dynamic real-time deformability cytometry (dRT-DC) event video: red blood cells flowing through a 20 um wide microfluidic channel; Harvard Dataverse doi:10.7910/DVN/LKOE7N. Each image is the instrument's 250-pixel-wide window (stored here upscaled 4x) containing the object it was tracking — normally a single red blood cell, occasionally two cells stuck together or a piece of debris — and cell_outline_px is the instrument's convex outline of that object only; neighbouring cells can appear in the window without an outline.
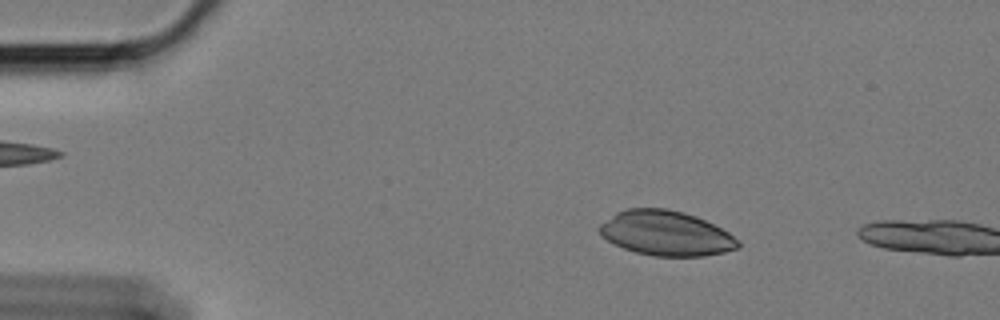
{"species": "Egyptian fruit bat (a non-hibernating species)", "species_latin": "Rousettus aegyptiacus", "temperature_condition": "cold", "stored_images_in_passage": 12, "camera_frame_rate_fps": 3000, "um_per_image_px": 0.085, "animal": {"sex": "female"}, "frame": {"image": 1, "passage_image": 9, "time_ms": 2.667, "image_size_px": [1000, 320], "cell_outline_px": [[740, 248], [724, 252], [704, 256], [656, 256], [636, 252], [624, 248], [608, 240], [596, 228], [600, 224], [616, 212], [628, 208], [668, 208], [684, 212], [696, 216], [728, 232], [740, 240]], "centroid_in_image_um": [56.63, 19.82], "position_along_channel_um": 28.4, "area_um2": 36.13}}